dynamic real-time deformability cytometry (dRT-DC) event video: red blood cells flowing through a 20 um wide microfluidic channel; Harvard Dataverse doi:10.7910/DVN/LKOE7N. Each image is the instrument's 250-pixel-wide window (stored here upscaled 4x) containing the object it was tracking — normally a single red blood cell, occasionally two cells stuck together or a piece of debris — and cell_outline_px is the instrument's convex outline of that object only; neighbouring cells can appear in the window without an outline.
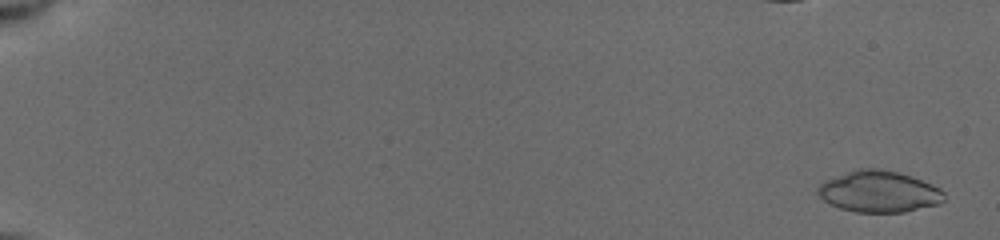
{"species": "common noctule bat (a hibernating species)", "species_latin": "Nyctalus noctula", "temperature_condition": "cold", "stored_images_in_passage": 49, "camera_frame_rate_fps": 3000, "um_per_image_px": 0.085, "animal": {"sex": "female", "body_mass_g": 19.5, "forearm_length_mm": 54.1}, "frame": {"image": 1, "passage_image": 1, "time_ms": 0.0, "image_size_px": [1000, 240], "cell_outline_px": [[944, 200], [940, 204], [904, 212], [856, 212], [840, 208], [828, 204], [816, 192], [820, 184], [824, 180], [856, 168], [880, 168], [896, 172], [932, 184], [940, 188], [944, 192]], "centroid_in_image_um": [74.69, 16.29], "position_along_channel_um": 10.3, "area_um2": 30.52}}